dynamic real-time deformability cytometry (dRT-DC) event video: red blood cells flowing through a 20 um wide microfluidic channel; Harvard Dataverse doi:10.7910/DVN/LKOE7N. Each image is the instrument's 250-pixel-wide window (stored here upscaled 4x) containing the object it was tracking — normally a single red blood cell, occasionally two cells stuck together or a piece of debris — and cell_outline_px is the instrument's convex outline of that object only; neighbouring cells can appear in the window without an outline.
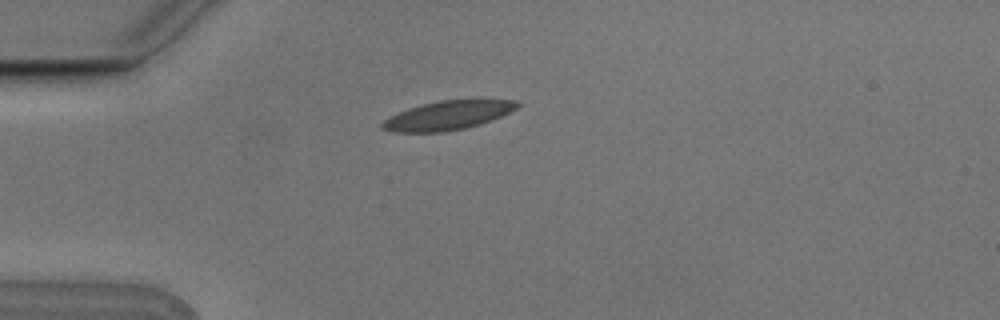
{"species": "Egyptian fruit bat (a non-hibernating species)", "species_latin": "Rousettus aegyptiacus", "temperature_condition": "cold", "stored_images_in_passage": 4, "camera_frame_rate_fps": 3000, "um_per_image_px": 0.085, "animal": {"sex": "male"}, "frame": {"image": 1, "passage_image": 2, "time_ms": 0.333, "image_size_px": [1000, 320], "cell_outline_px": [[520, 104], [516, 108], [500, 116], [480, 124], [464, 128], [444, 132], [392, 132], [380, 128], [380, 124], [384, 120], [408, 108], [440, 100], [476, 96], [520, 100]], "centroid_in_image_um": [38.16, 9.74], "position_along_channel_um": 46.8, "area_um2": 23.58}}